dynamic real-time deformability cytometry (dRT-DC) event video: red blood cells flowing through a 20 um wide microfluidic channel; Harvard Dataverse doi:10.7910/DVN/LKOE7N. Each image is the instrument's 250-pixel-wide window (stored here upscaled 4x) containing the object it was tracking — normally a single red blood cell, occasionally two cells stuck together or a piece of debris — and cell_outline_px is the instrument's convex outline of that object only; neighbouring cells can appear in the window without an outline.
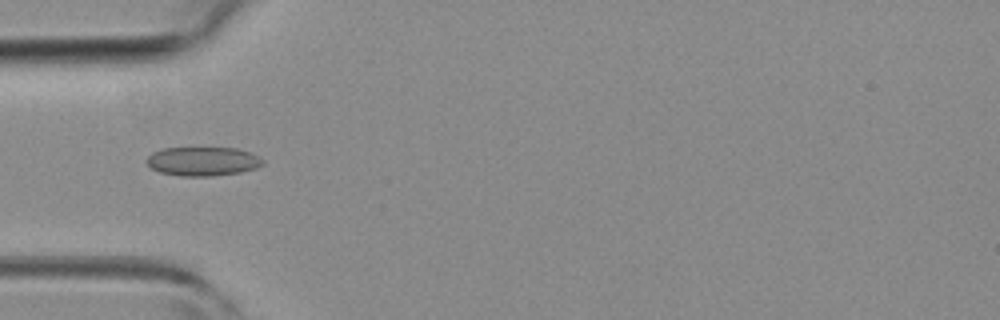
{"species": "common noctule bat (a hibernating species)", "species_latin": "Nyctalus noctula", "temperature_condition": "room temperature", "stored_images_in_passage": 5, "camera_frame_rate_fps": 3000, "um_per_image_px": 0.085, "animal": {"sex": "female", "body_mass_g": 19.3, "forearm_length_mm": 54.1}, "frame": {"image": 1, "passage_image": 4, "time_ms": 3.333, "image_size_px": [1000, 320], "cell_outline_px": [[264, 164], [256, 168], [240, 172], [212, 176], [180, 176], [160, 172], [152, 168], [144, 160], [152, 152], [164, 148], [236, 148], [248, 152], [264, 160]], "centroid_in_image_um": [17.21, 13.71], "position_along_channel_um": 67.8, "area_um2": 19.54}}